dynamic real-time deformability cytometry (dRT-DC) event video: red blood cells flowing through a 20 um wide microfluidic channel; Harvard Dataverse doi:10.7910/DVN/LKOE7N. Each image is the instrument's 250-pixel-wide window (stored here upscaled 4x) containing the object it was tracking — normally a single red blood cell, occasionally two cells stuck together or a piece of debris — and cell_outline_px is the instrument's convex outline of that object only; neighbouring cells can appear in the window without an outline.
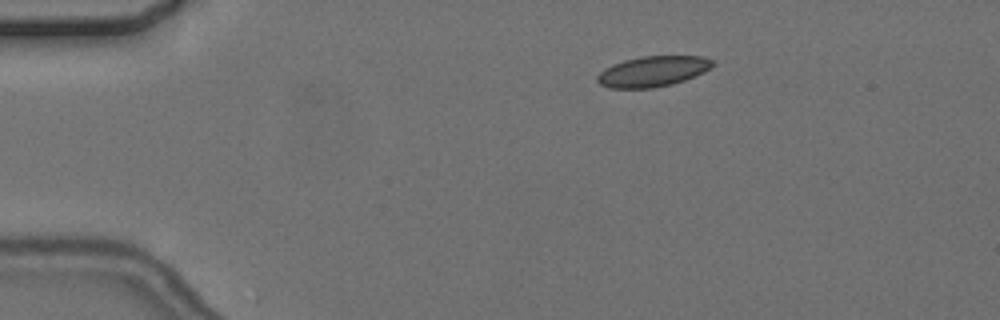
{"species": "common noctule bat (a hibernating species)", "species_latin": "Nyctalus noctula", "temperature_condition": "cold", "stored_images_in_passage": 3, "camera_frame_rate_fps": 3000, "um_per_image_px": 0.085, "animal": {"sex": "female", "body_mass_g": 24.6, "forearm_length_mm": 56.2}, "frame": {"image": 1, "passage_image": 3, "time_ms": 3.333, "image_size_px": [1000, 320], "cell_outline_px": [[716, 64], [704, 72], [684, 80], [672, 84], [652, 88], [608, 88], [600, 84], [596, 80], [596, 76], [604, 68], [612, 64], [624, 60], [640, 56], [704, 56], [716, 60]], "centroid_in_image_um": [55.5, 6.06], "position_along_channel_um": 29.5, "area_um2": 20.75}}